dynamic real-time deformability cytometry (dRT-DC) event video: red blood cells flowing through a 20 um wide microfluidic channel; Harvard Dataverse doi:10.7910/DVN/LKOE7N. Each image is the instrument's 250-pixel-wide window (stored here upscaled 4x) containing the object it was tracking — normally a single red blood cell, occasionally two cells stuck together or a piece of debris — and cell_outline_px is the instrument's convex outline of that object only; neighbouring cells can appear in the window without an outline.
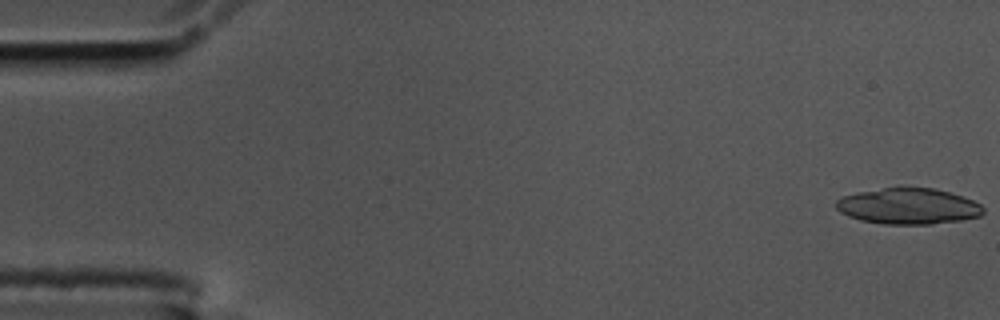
{"species": "common noctule bat (a hibernating species)", "species_latin": "Nyctalus noctula", "temperature_condition": "cold", "stored_images_in_passage": 21, "camera_frame_rate_fps": 3000, "um_per_image_px": 0.085, "animal": {"sex": "male", "body_mass_g": 17.5, "forearm_length_mm": 52.3}, "frame": {"image": 1, "passage_image": 1, "time_ms": 0.0, "image_size_px": [1000, 320], "cell_outline_px": [[984, 212], [980, 216], [960, 220], [932, 224], [884, 224], [860, 220], [848, 216], [840, 212], [836, 208], [836, 200], [844, 196], [856, 192], [900, 184], [936, 188], [972, 200], [980, 204], [984, 208]], "centroid_in_image_um": [77.17, 17.49], "position_along_channel_um": 7.8, "area_um2": 31.62}}